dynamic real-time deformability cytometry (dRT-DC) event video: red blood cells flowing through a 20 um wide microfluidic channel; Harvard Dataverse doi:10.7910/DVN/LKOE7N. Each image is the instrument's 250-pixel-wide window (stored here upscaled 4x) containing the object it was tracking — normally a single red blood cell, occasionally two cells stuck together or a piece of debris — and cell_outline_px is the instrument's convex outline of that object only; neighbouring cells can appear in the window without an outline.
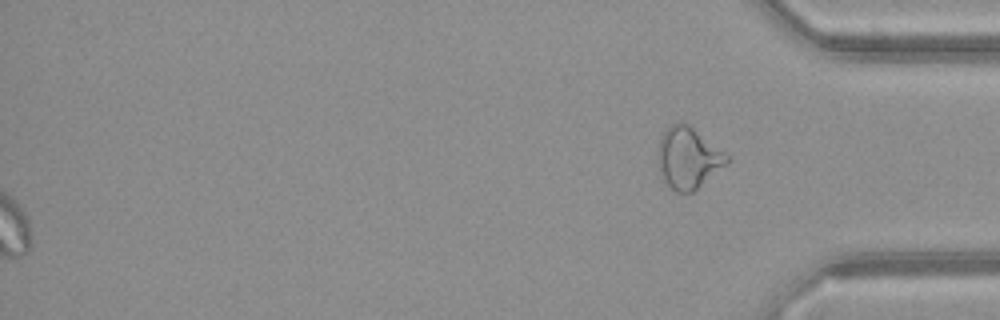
{"species": "common noctule bat (a hibernating species)", "species_latin": "Nyctalus noctula", "temperature_condition": "warm", "stored_images_in_passage": 44, "segment_of_instrument_passage": [2, 2], "camera_frame_rate_fps": 3000, "um_per_image_px": 0.085, "animal": {"sex": "female", "body_mass_g": 21.9}, "frame": {"image": 1, "passage_image": 44, "time_ms": 14.333, "image_size_px": [1000, 320], "cell_outline_px": [[732, 160], [728, 164], [692, 192], [676, 192], [664, 180], [656, 156], [660, 136], [664, 128], [676, 120], [680, 120], [688, 124], [724, 152]], "centroid_in_image_um": [58.47, 13.38], "position_along_channel_um": 376.7, "area_um2": 24.8}}